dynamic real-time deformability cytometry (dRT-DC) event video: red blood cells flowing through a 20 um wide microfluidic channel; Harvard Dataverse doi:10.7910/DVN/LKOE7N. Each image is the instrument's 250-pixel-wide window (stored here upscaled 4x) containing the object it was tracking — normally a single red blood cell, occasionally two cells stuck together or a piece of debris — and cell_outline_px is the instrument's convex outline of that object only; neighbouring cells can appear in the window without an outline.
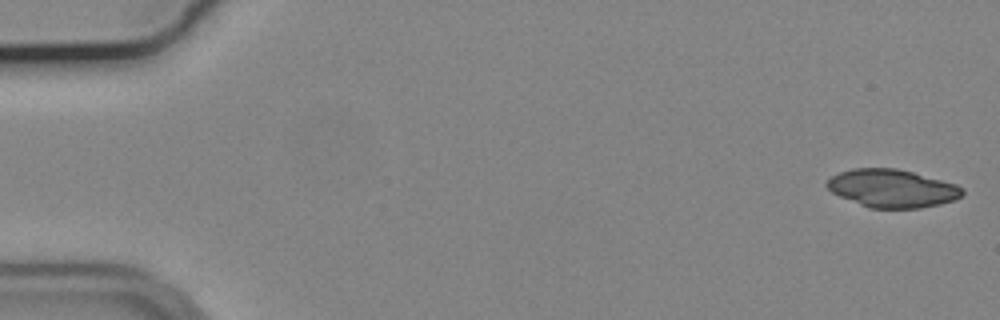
{"species": "common noctule bat (a hibernating species)", "species_latin": "Nyctalus noctula", "temperature_condition": "cold", "stored_images_in_passage": 16, "camera_frame_rate_fps": 3000, "um_per_image_px": 0.085, "animal": {"sex": "male", "body_mass_g": 19.2, "forearm_length_mm": 51.8}, "frame": {"image": 1, "passage_image": 1, "time_ms": 0.0, "image_size_px": [1000, 320], "cell_outline_px": [[964, 196], [956, 200], [940, 204], [920, 208], [868, 208], [840, 196], [832, 192], [824, 184], [832, 176], [840, 172], [852, 168], [896, 168], [912, 172], [956, 184], [964, 188]], "centroid_in_image_um": [75.86, 16.02], "position_along_channel_um": 9.1, "area_um2": 30.06}}